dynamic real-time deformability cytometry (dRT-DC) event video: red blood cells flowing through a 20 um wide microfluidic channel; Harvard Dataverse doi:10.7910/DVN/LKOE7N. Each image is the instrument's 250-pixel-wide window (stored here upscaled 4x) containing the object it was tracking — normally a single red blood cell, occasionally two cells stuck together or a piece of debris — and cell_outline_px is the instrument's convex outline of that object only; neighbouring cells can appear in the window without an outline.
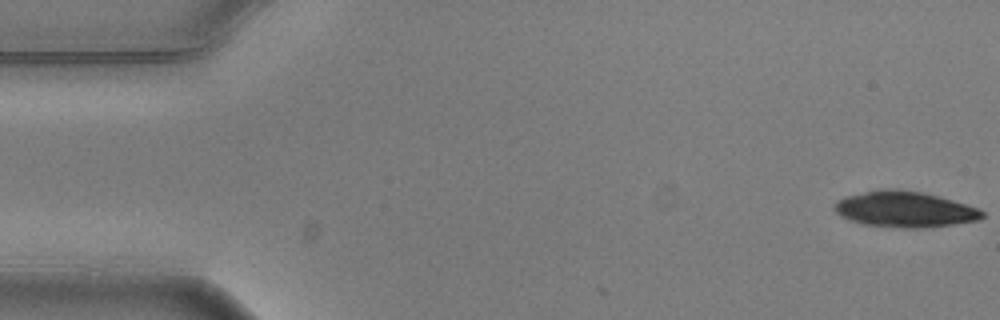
{"species": "common noctule bat (a hibernating species)", "species_latin": "Nyctalus noctula", "temperature_condition": "warm", "stored_images_in_passage": 5, "camera_frame_rate_fps": 3000, "um_per_image_px": 0.085, "animal": {"sex": "male", "body_mass_g": 20.5, "forearm_length_mm": 52.5}, "frame": {"image": 1, "passage_image": 1, "time_ms": 0.0, "image_size_px": [1000, 320], "cell_outline_px": [[984, 216], [980, 220], [924, 228], [904, 228], [864, 224], [840, 216], [832, 208], [836, 200], [844, 196], [876, 188], [896, 188], [924, 192], [940, 196], [980, 208], [984, 212]], "centroid_in_image_um": [76.89, 17.76], "position_along_channel_um": 8.1, "area_um2": 31.39}}
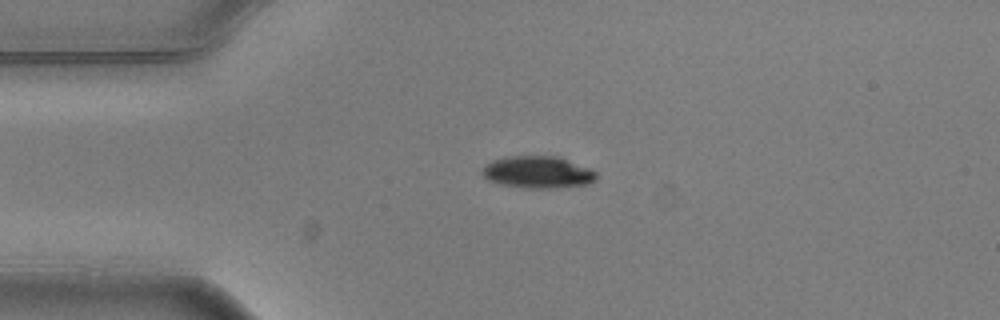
{"frame": {"image": 2, "passage_image": 5, "time_ms": 1.333, "image_size_px": [1000, 320], "cell_outline_px": [[596, 180], [588, 184], [552, 188], [532, 188], [500, 184], [488, 180], [480, 172], [492, 160], [508, 156], [556, 156], [588, 168], [596, 172]], "centroid_in_image_um": [45.7, 14.64], "position_along_channel_um": 39.3, "area_um2": 20.98}}